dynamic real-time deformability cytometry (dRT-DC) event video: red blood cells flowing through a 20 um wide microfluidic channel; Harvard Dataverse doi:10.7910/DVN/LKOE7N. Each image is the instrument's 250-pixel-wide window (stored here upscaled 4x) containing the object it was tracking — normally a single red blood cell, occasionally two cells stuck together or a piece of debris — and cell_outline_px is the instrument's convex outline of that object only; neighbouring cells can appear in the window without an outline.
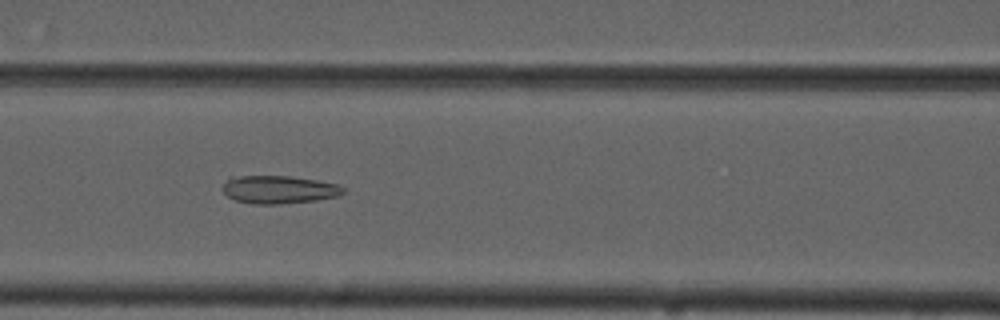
{"species": "common noctule bat (a hibernating species)", "species_latin": "Nyctalus noctula", "temperature_condition": "cold", "stored_images_in_passage": 7, "camera_frame_rate_fps": 3000, "um_per_image_px": 0.085, "animal": {"sex": "male", "forearm_length_mm": 52.5}, "frame": {"image": 1, "passage_image": 6, "time_ms": 5.667, "image_size_px": [1000, 320], "cell_outline_px": [[348, 192], [336, 196], [316, 200], [280, 204], [252, 204], [236, 200], [228, 196], [220, 188], [228, 176], [292, 176], [316, 180], [336, 184], [344, 188]], "centroid_in_image_um": [23.67, 16.1], "position_along_channel_um": 142.9, "area_um2": 19.83}}
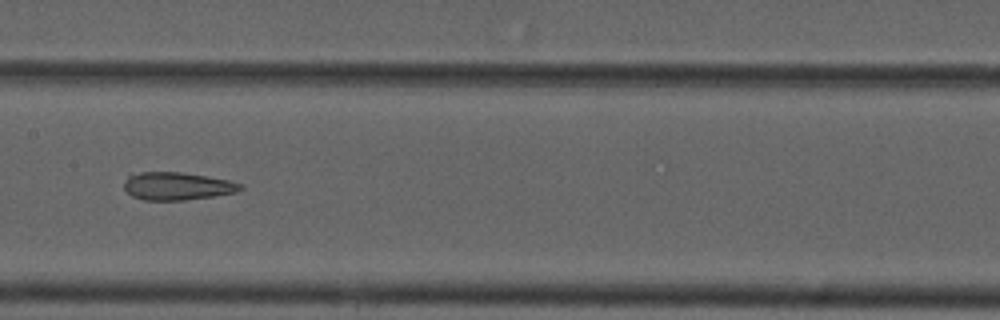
{"frame": {"image": 2, "passage_image": 7, "time_ms": 7.0, "image_size_px": [1000, 320], "cell_outline_px": [[244, 188], [236, 192], [212, 196], [184, 200], [144, 200], [132, 196], [124, 188], [124, 180], [128, 172], [184, 172], [228, 180], [244, 184]], "centroid_in_image_um": [15.02, 15.8], "position_along_channel_um": 192.4, "area_um2": 19.07}}